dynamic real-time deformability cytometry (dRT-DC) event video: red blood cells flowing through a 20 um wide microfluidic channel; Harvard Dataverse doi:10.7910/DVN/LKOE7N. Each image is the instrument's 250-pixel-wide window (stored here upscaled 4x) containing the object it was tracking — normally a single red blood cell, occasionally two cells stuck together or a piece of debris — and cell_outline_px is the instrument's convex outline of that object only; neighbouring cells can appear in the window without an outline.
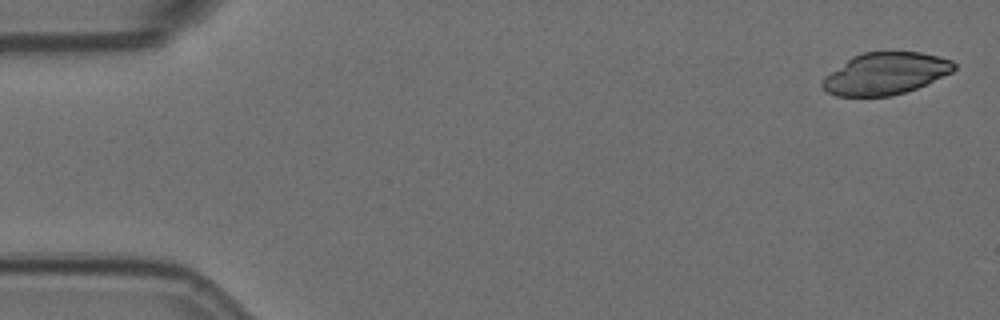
{"species": "Egyptian fruit bat (a non-hibernating species)", "species_latin": "Rousettus aegyptiacus", "temperature_condition": "room temperature", "stored_images_in_passage": 5, "camera_frame_rate_fps": 3000, "um_per_image_px": 0.085, "animal": {"sex": "female"}, "frame": {"image": 1, "passage_image": 1, "time_ms": 0.0, "image_size_px": [1000, 320], "cell_outline_px": [[956, 68], [952, 72], [916, 88], [892, 96], [836, 96], [828, 92], [820, 84], [824, 76], [852, 56], [864, 52], [920, 52], [952, 60], [956, 64]], "centroid_in_image_um": [75.24, 6.25], "position_along_channel_um": 9.8, "area_um2": 32.02}}